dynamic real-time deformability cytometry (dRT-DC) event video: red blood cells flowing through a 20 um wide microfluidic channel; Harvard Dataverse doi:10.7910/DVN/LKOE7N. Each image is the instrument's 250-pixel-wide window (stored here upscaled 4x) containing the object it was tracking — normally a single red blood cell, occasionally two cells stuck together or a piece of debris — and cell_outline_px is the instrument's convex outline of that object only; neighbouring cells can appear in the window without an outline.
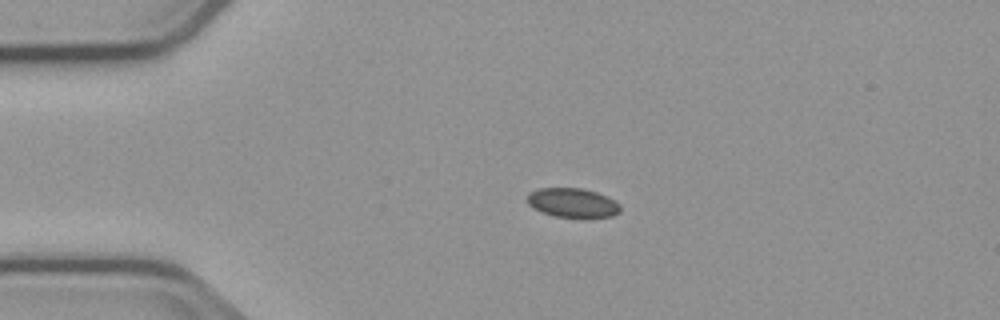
{"species": "common noctule bat (a hibernating species)", "species_latin": "Nyctalus noctula", "temperature_condition": "cold", "stored_images_in_passage": 3, "camera_frame_rate_fps": 3000, "um_per_image_px": 0.085, "animal": {"sex": "male", "body_mass_g": 23.1, "forearm_length_mm": 52.7}, "frame": {"image": 1, "passage_image": 1, "time_ms": 0.0, "image_size_px": [1000, 320], "cell_outline_px": [[620, 212], [612, 216], [556, 216], [544, 212], [528, 204], [528, 192], [540, 188], [580, 188], [596, 192], [616, 200], [620, 204]], "centroid_in_image_um": [48.69, 17.21], "position_along_channel_um": 36.3, "area_um2": 15.43}}
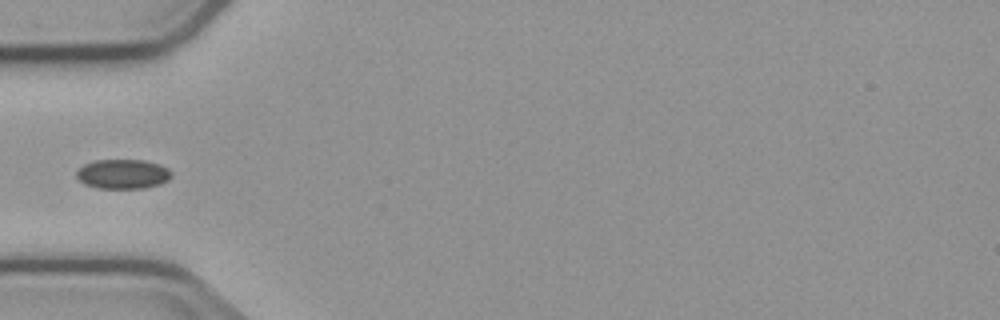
{"frame": {"image": 2, "passage_image": 2, "time_ms": 2.0, "image_size_px": [1000, 320], "cell_outline_px": [[172, 176], [168, 180], [160, 184], [144, 188], [100, 188], [84, 184], [76, 176], [76, 172], [84, 164], [96, 160], [144, 160], [160, 164], [168, 168], [172, 172]], "centroid_in_image_um": [10.47, 14.79], "position_along_channel_um": 74.5, "area_um2": 16.36}}
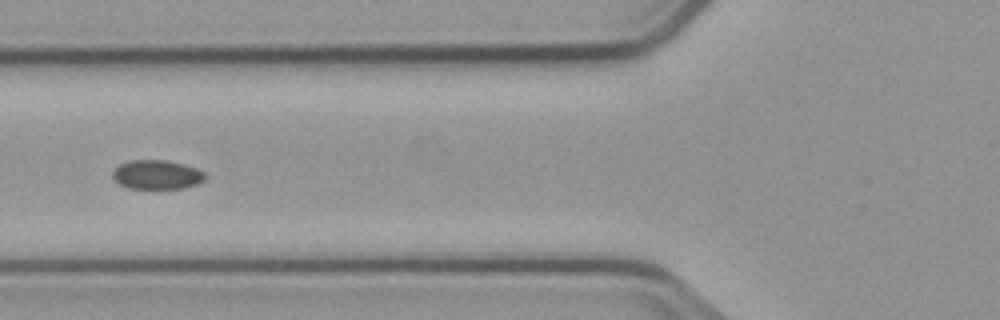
{"frame": {"image": 3, "passage_image": 3, "time_ms": 3.0, "image_size_px": [1000, 320], "cell_outline_px": [[208, 176], [204, 180], [196, 184], [184, 188], [128, 188], [120, 184], [112, 176], [112, 172], [120, 164], [128, 160], [168, 160], [184, 164], [196, 168], [204, 172]], "centroid_in_image_um": [13.36, 14.83], "position_along_channel_um": 112.4, "area_um2": 15.72}}